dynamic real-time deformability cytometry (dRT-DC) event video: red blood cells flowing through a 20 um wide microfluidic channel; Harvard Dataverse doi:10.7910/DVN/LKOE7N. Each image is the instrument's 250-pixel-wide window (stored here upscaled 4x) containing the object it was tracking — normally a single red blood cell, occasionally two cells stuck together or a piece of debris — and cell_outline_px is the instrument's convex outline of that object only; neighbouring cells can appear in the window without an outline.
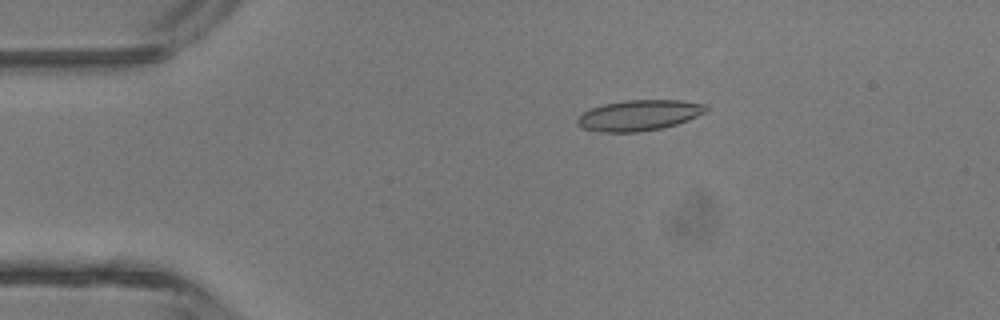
{"species": "common noctule bat (a hibernating species)", "species_latin": "Nyctalus noctula", "temperature_condition": "room temperature", "stored_images_in_passage": 3, "camera_frame_rate_fps": 3000, "um_per_image_px": 0.085, "animal": {"sex": "male", "body_mass_g": 13.3}, "frame": {"image": 1, "passage_image": 2, "time_ms": 2.0, "image_size_px": [1000, 320], "cell_outline_px": [[708, 112], [688, 120], [676, 124], [660, 128], [640, 132], [600, 132], [580, 128], [576, 124], [576, 120], [584, 112], [592, 108], [604, 104], [624, 100], [680, 100], [708, 104]], "centroid_in_image_um": [54.34, 9.8], "position_along_channel_um": 30.7, "area_um2": 23.18}}